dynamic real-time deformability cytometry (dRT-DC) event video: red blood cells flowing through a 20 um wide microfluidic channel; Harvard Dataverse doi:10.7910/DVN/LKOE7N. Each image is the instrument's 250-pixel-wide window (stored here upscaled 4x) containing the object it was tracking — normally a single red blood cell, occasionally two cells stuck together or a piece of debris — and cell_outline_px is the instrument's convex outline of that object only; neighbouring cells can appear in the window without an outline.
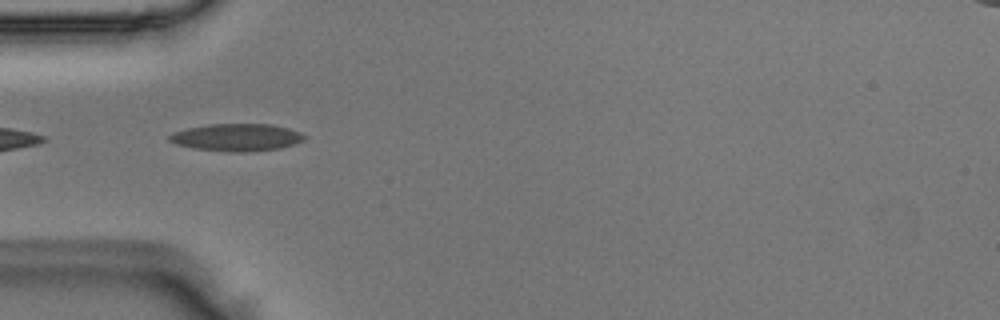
{"species": "Egyptian fruit bat (a non-hibernating species)", "species_latin": "Rousettus aegyptiacus", "temperature_condition": "room temperature", "stored_images_in_passage": 5, "camera_frame_rate_fps": 3000, "um_per_image_px": 0.085, "animal": {"sex": "male"}, "frame": {"image": 1, "passage_image": 2, "time_ms": 0.333, "image_size_px": [1000, 320], "cell_outline_px": [[304, 140], [280, 148], [244, 152], [228, 152], [192, 148], [176, 144], [168, 140], [168, 136], [172, 132], [188, 128], [208, 124], [272, 124], [288, 128], [300, 132], [304, 136]], "centroid_in_image_um": [20.07, 11.67], "position_along_channel_um": 64.9, "area_um2": 21.5}}